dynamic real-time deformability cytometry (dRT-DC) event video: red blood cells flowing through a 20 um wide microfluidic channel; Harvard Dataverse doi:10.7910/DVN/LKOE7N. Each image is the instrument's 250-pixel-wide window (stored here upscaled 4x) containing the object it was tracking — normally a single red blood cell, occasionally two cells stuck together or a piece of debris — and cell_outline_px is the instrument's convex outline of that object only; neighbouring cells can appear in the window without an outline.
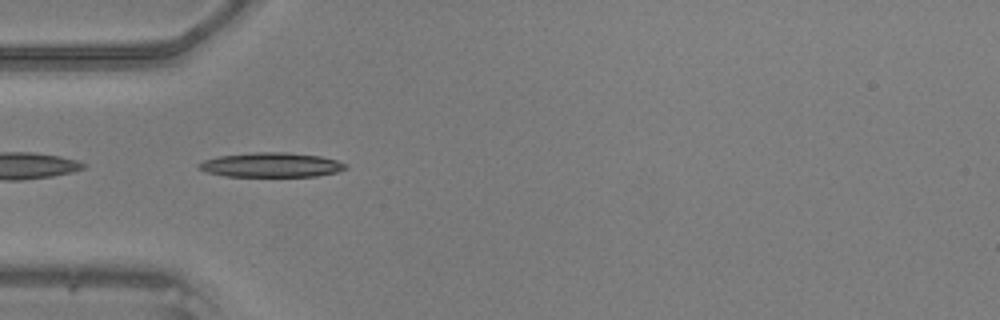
{"species": "common noctule bat (a hibernating species)", "species_latin": "Nyctalus noctula", "temperature_condition": "warm", "stored_images_in_passage": 47, "camera_frame_rate_fps": 3000, "um_per_image_px": 0.085, "animal": {"sex": "male", "body_mass_g": 20.5, "forearm_length_mm": 52.5}, "frame": {"image": 1, "passage_image": 14, "time_ms": 4.333, "image_size_px": [1000, 320], "cell_outline_px": [[348, 168], [336, 172], [316, 176], [224, 176], [208, 172], [196, 168], [196, 164], [204, 160], [220, 156], [252, 152], [284, 152], [320, 156], [336, 160], [348, 164]], "centroid_in_image_um": [23.04, 14.01], "position_along_channel_um": 62.0, "area_um2": 20.98}}
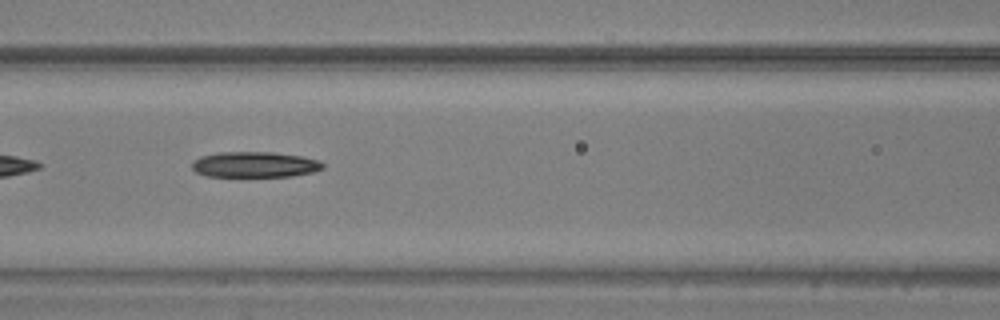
{"frame": {"image": 2, "passage_image": 20, "time_ms": 6.333, "image_size_px": [1000, 320], "cell_outline_px": [[324, 168], [312, 172], [292, 176], [208, 176], [196, 172], [192, 168], [192, 160], [200, 156], [220, 152], [272, 152], [304, 156], [320, 160], [324, 164]], "centroid_in_image_um": [21.67, 13.98], "position_along_channel_um": 144.9, "area_um2": 19.65}}
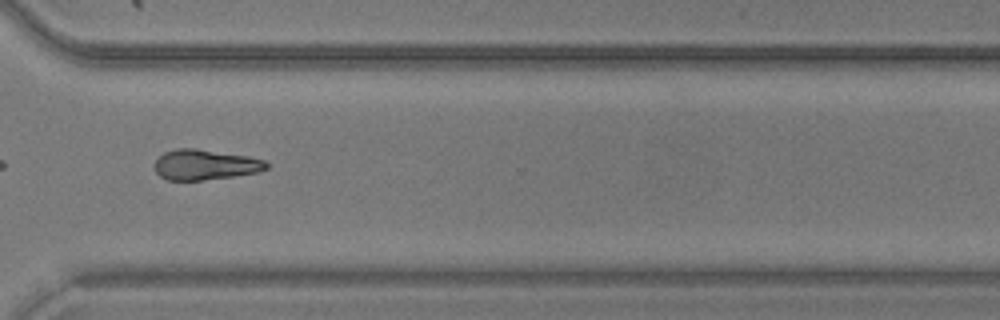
{"frame": {"image": 3, "passage_image": 35, "time_ms": 11.333, "image_size_px": [1000, 320], "cell_outline_px": [[268, 168], [260, 172], [232, 176], [200, 180], [168, 180], [160, 176], [156, 172], [152, 164], [164, 152], [176, 148], [196, 148], [248, 156], [264, 160], [268, 164]], "centroid_in_image_um": [17.41, 13.99], "position_along_channel_um": 353.2, "area_um2": 19.83}}